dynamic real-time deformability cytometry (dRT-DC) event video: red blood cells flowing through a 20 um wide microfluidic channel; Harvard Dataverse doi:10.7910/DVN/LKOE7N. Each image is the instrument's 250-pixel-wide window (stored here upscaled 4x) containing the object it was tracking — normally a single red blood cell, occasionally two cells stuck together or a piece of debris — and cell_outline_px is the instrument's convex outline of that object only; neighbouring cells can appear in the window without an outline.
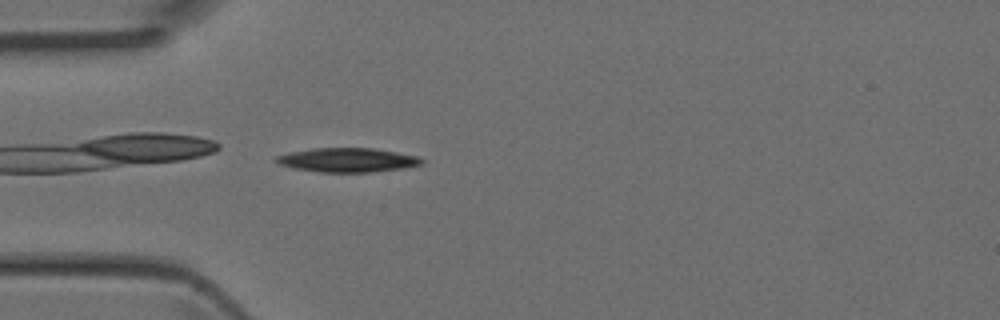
{"species": "Egyptian fruit bat (a non-hibernating species)", "species_latin": "Rousettus aegyptiacus", "temperature_condition": "room temperature", "stored_images_in_passage": 2, "camera_frame_rate_fps": 3000, "um_per_image_px": 0.085, "animal": {"sex": "female"}, "frame": {"image": 1, "passage_image": 2, "time_ms": 0.333, "image_size_px": [1000, 320], "cell_outline_px": [[424, 164], [404, 168], [372, 172], [320, 172], [296, 168], [280, 164], [272, 160], [276, 156], [292, 152], [312, 148], [372, 148], [396, 152], [416, 156], [424, 160]], "centroid_in_image_um": [29.55, 13.6], "position_along_channel_um": 55.4, "area_um2": 20.35}}